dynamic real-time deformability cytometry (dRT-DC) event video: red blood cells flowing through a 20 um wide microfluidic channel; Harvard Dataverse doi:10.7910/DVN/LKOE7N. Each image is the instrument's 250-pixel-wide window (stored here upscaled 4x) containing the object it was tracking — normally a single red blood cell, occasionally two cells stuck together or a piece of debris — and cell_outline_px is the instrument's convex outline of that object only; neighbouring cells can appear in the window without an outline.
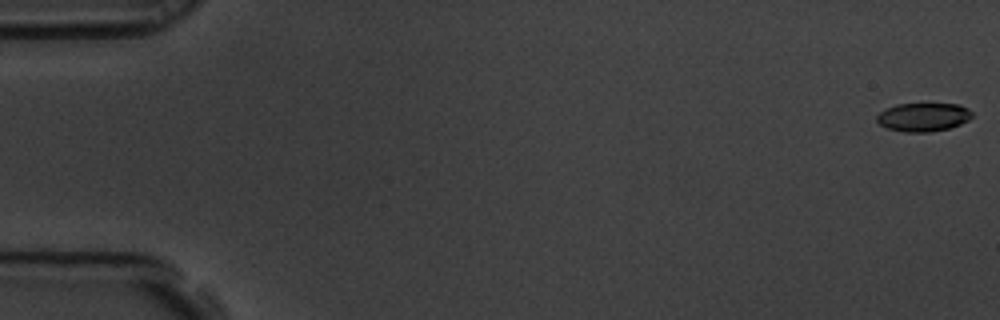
{"species": "common noctule bat (a hibernating species)", "species_latin": "Nyctalus noctula", "temperature_condition": "room temperature", "stored_images_in_passage": 60, "camera_frame_rate_fps": 3000, "um_per_image_px": 0.085, "animal": {"sex": "male", "body_mass_g": 19.5, "forearm_length_mm": 54.6}, "frame": {"image": 1, "passage_image": 1, "time_ms": 0.0, "image_size_px": [1000, 320], "cell_outline_px": [[972, 116], [968, 120], [960, 124], [948, 128], [928, 132], [904, 132], [888, 128], [880, 124], [876, 120], [876, 116], [884, 108], [896, 104], [960, 104], [968, 108], [972, 112]], "centroid_in_image_um": [78.46, 9.94], "position_along_channel_um": 6.5, "area_um2": 15.84}}
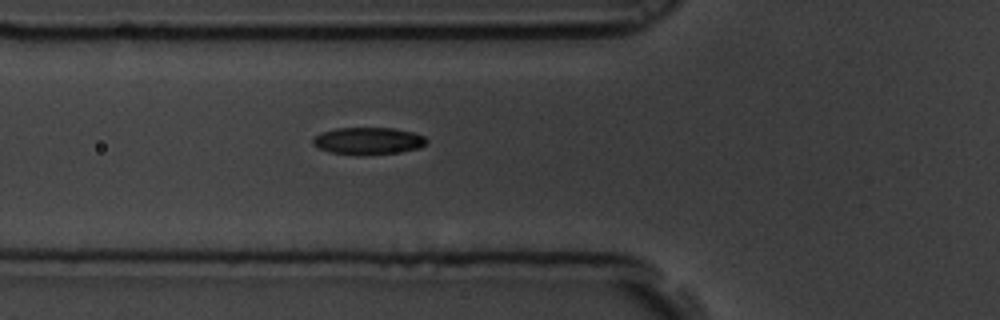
{"frame": {"image": 2, "passage_image": 22, "time_ms": 7.0, "image_size_px": [1000, 320], "cell_outline_px": [[428, 140], [420, 148], [396, 152], [360, 156], [356, 156], [328, 152], [312, 144], [312, 140], [320, 132], [336, 128], [392, 128], [412, 132], [424, 136]], "centroid_in_image_um": [31.26, 11.99], "position_along_channel_um": 94.5, "area_um2": 18.09}}
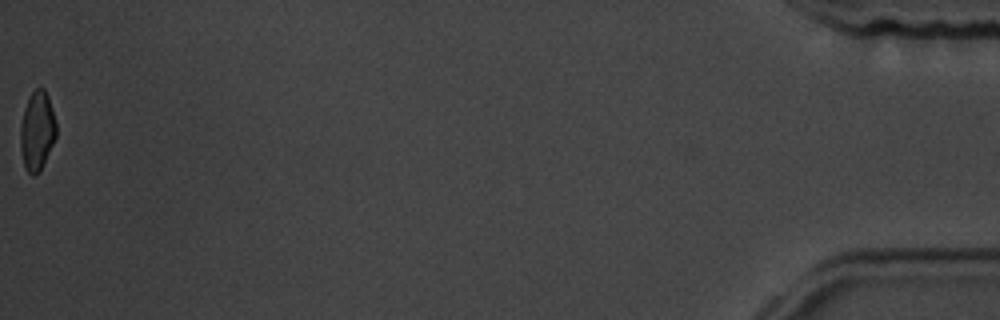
{"frame": {"image": 3, "passage_image": 60, "time_ms": 19.667, "image_size_px": [1000, 320], "cell_outline_px": [[56, 136], [40, 172], [36, 176], [32, 176], [24, 168], [20, 148], [20, 124], [24, 108], [28, 96], [36, 88], [44, 88], [48, 96], [56, 120]], "centroid_in_image_um": [3.14, 11.14], "position_along_channel_um": 432.1, "area_um2": 16.82}, "authors_computed_cell_mechanics": {"area_um2": 17.3978, "velocity_mm_per_s": 3.4641, "shape_relaxation_time_tau1_ms": 2.4276, "shape_relaxation_time_tau2_ms": 2.9056, "deformation_change_tau1": 0.1226, "deformation_change_tau2": 0.0708}}